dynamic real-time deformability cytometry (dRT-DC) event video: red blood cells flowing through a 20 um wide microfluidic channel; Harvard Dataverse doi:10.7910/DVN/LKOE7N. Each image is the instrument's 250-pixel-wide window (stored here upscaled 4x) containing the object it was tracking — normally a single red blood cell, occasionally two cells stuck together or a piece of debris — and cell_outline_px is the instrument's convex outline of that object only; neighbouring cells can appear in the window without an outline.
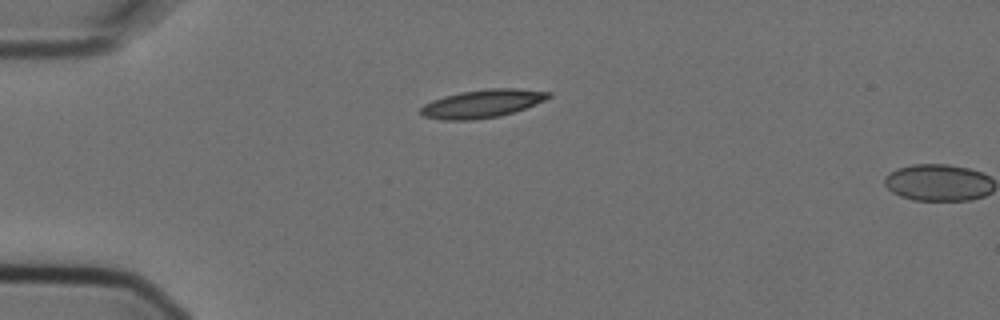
{"species": "Egyptian fruit bat (a non-hibernating species)", "species_latin": "Rousettus aegyptiacus", "temperature_condition": "cold", "stored_images_in_passage": 2, "camera_frame_rate_fps": 3000, "um_per_image_px": 0.085, "animal": {"sex": "female"}, "frame": {"image": 1, "passage_image": 1, "time_ms": 0.0, "image_size_px": [1000, 320], "cell_outline_px": [[552, 96], [544, 100], [524, 108], [500, 116], [472, 120], [444, 120], [424, 116], [420, 112], [420, 108], [424, 104], [432, 100], [444, 96], [460, 92], [488, 88], [516, 88], [552, 92]], "centroid_in_image_um": [40.98, 8.8], "position_along_channel_um": 44.0, "area_um2": 20.87}}